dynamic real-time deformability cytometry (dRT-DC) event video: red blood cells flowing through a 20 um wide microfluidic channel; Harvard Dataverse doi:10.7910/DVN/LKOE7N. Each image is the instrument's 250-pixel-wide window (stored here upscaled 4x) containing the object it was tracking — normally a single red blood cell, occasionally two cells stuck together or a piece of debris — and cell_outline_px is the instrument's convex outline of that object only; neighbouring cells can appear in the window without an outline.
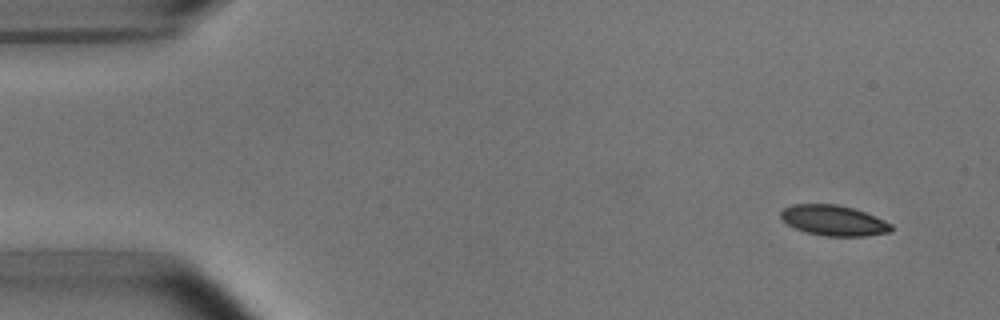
{"species": "common noctule bat (a hibernating species)", "species_latin": "Nyctalus noctula", "temperature_condition": "room temperature", "stored_images_in_passage": 11, "camera_frame_rate_fps": 3000, "um_per_image_px": 0.085, "animal": {"sex": "male", "body_mass_g": 15.6}, "frame": {"image": 1, "passage_image": 1, "time_ms": 0.0, "image_size_px": [1000, 320], "cell_outline_px": [[892, 228], [888, 232], [864, 236], [824, 236], [804, 232], [788, 224], [780, 216], [780, 212], [784, 208], [792, 204], [836, 204], [852, 208], [876, 216], [892, 224]], "centroid_in_image_um": [70.84, 18.74], "position_along_channel_um": 14.2, "area_um2": 19.48}}